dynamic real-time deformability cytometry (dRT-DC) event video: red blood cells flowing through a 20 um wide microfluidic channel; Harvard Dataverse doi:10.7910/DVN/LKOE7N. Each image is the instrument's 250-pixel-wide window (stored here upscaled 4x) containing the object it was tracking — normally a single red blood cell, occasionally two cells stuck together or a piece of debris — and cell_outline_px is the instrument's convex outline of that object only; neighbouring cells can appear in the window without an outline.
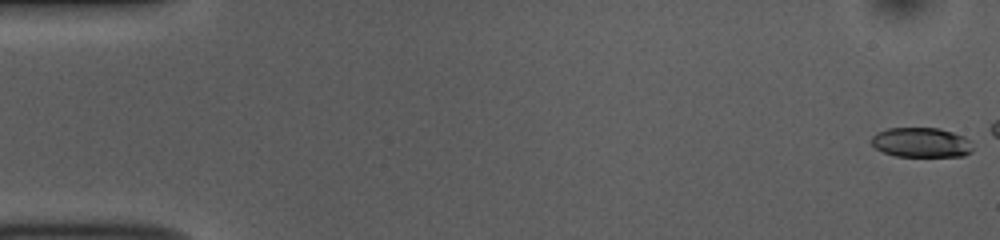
{"species": "common noctule bat (a hibernating species)", "species_latin": "Nyctalus noctula", "temperature_condition": "room temperature", "stored_images_in_passage": 15, "camera_frame_rate_fps": 3000, "um_per_image_px": 0.085, "animal": {"sex": "female", "body_mass_g": 10.0, "forearm_length_mm": 53.1}, "frame": {"image": 1, "passage_image": 1, "time_ms": 0.0, "image_size_px": [1000, 240], "cell_outline_px": [[972, 152], [964, 156], [896, 156], [884, 152], [876, 148], [872, 144], [872, 136], [876, 132], [888, 128], [940, 128], [964, 136], [972, 140]], "centroid_in_image_um": [78.34, 12.1], "position_along_channel_um": 6.7, "area_um2": 17.69}}